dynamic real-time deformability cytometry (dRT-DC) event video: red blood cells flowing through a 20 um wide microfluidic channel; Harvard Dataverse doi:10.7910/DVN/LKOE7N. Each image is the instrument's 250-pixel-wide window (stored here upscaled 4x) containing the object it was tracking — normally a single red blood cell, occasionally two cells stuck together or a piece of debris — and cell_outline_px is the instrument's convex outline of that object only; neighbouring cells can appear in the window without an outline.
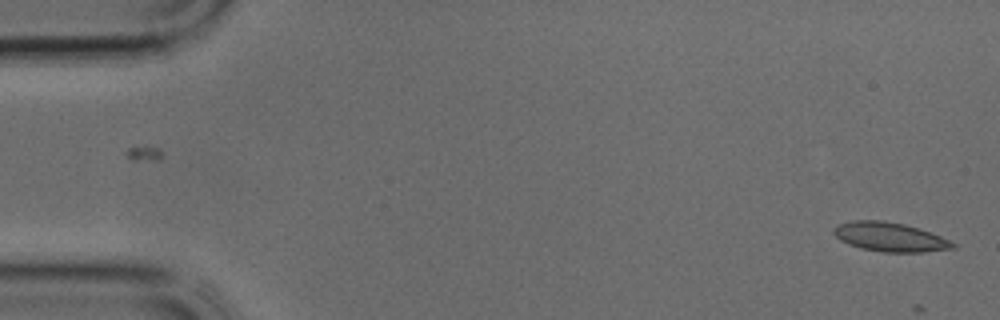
{"species": "common noctule bat (a hibernating species)", "species_latin": "Nyctalus noctula", "temperature_condition": "cold", "stored_images_in_passage": 5, "camera_frame_rate_fps": 3000, "um_per_image_px": 0.085, "animal": {"sex": "male", "body_mass_g": 17.9, "forearm_length_mm": 54.2}, "frame": {"image": 1, "passage_image": 5, "time_ms": 1.333, "image_size_px": [1000, 320], "cell_outline_px": [[956, 248], [924, 252], [884, 252], [860, 248], [848, 244], [840, 240], [832, 232], [832, 228], [840, 224], [852, 220], [884, 220], [904, 224], [920, 228], [940, 236], [956, 244]], "centroid_in_image_um": [75.63, 20.14], "position_along_channel_um": 9.4, "area_um2": 20.29}}